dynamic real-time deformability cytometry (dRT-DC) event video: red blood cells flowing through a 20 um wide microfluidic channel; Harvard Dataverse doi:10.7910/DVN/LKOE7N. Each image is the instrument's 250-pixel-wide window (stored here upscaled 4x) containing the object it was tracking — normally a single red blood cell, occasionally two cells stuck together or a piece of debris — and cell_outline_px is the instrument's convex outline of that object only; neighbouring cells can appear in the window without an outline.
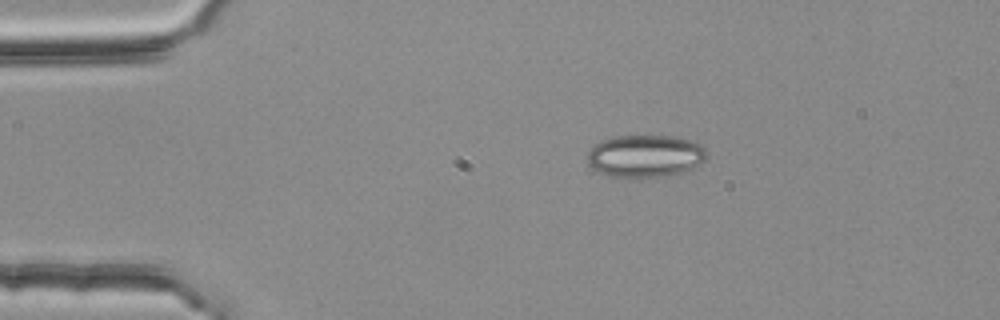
{"species": "common noctule bat (a hibernating species)", "species_latin": "Nyctalus noctula", "temperature_condition": "room temperature", "stored_images_in_passage": 17, "camera_frame_rate_fps": 3000, "um_per_image_px": 0.085, "animal": {"sex": "female", "body_mass_g": 25.1}, "frame": {"image": 1, "passage_image": 1, "time_ms": 0.0, "image_size_px": [1000, 320], "cell_outline_px": [[708, 156], [700, 164], [684, 172], [668, 176], [608, 176], [592, 168], [588, 164], [588, 152], [600, 140], [616, 136], [672, 136], [692, 140], [700, 144], [708, 152]], "centroid_in_image_um": [54.88, 13.25], "position_along_channel_um": 30.1, "area_um2": 29.42}}
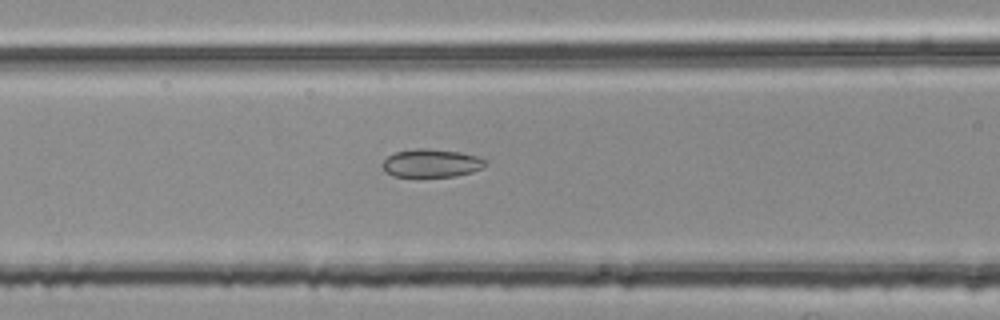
{"frame": {"image": 2, "passage_image": 13, "time_ms": 4.0, "image_size_px": [1000, 320], "cell_outline_px": [[488, 164], [472, 172], [456, 176], [392, 176], [380, 164], [388, 156], [396, 152], [416, 148], [428, 148], [460, 152], [476, 156], [484, 160]], "centroid_in_image_um": [36.66, 13.86], "position_along_channel_um": 129.9, "area_um2": 16.7}}
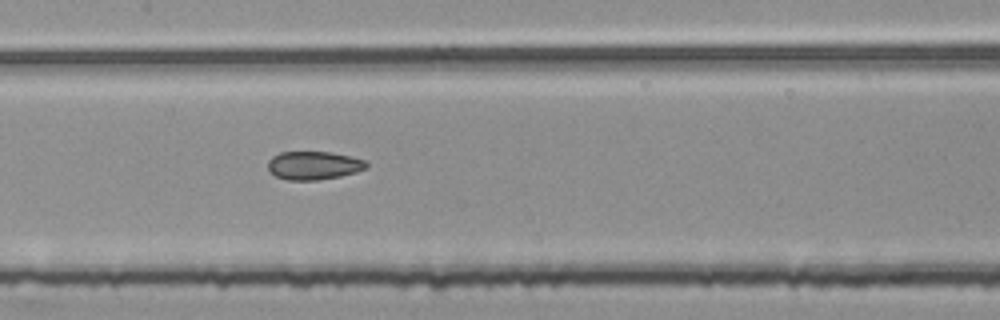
{"frame": {"image": 3, "passage_image": 17, "time_ms": 5.333, "image_size_px": [1000, 320], "cell_outline_px": [[368, 168], [356, 172], [340, 176], [316, 180], [288, 180], [276, 176], [268, 168], [268, 160], [272, 156], [280, 152], [328, 152], [352, 156], [364, 160], [368, 164]], "centroid_in_image_um": [26.68, 14.06], "position_along_channel_um": 180.7, "area_um2": 16.24}}